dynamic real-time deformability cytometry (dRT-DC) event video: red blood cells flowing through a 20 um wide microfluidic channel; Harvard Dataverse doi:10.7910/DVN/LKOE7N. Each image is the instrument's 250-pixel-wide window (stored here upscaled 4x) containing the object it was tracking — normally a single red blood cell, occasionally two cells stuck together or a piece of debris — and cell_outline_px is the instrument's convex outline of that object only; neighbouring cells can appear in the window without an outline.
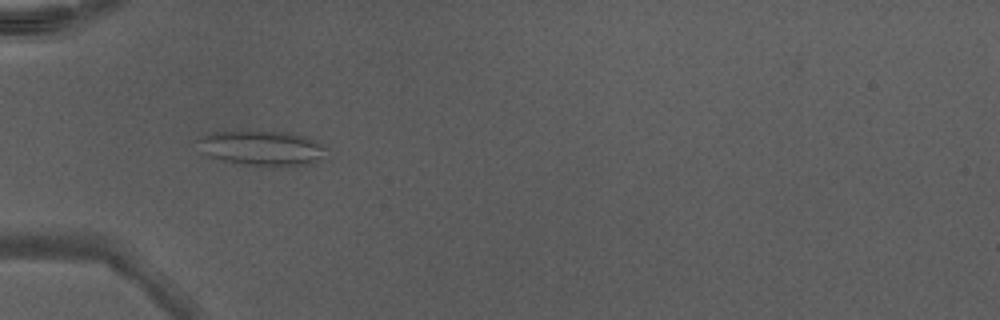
{"species": "Egyptian fruit bat (a non-hibernating species)", "species_latin": "Rousettus aegyptiacus", "temperature_condition": "warm", "stored_images_in_passage": 48, "camera_frame_rate_fps": 3000, "um_per_image_px": 0.085, "animal": {"sex": "male"}, "frame": {"image": 1, "passage_image": 16, "time_ms": 5.0, "image_size_px": [1000, 320], "cell_outline_px": [[328, 148], [312, 164], [276, 168], [272, 168], [244, 164], [224, 160], [208, 156], [200, 152], [196, 140], [200, 136], [212, 132], [288, 132], [304, 136]], "centroid_in_image_um": [22.21, 12.62], "position_along_channel_um": 62.8, "area_um2": 26.24}}
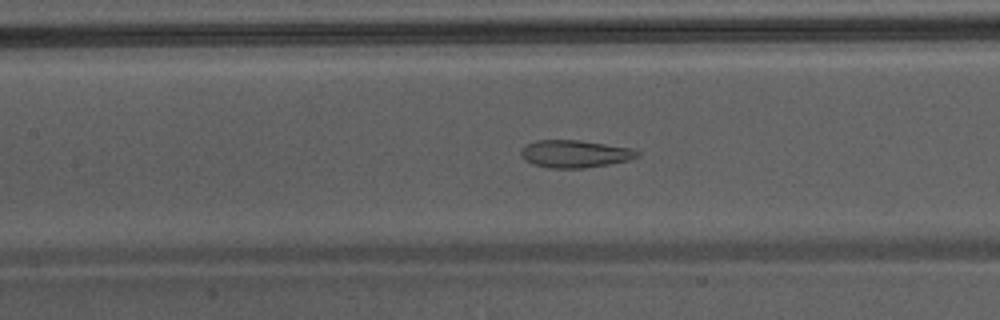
{"frame": {"image": 2, "passage_image": 23, "time_ms": 7.333, "image_size_px": [1000, 320], "cell_outline_px": [[640, 156], [628, 160], [608, 164], [584, 168], [548, 168], [532, 164], [524, 160], [520, 156], [520, 148], [536, 140], [580, 140], [632, 148], [640, 152]], "centroid_in_image_um": [48.84, 13.07], "position_along_channel_um": 158.6, "area_um2": 18.79}}
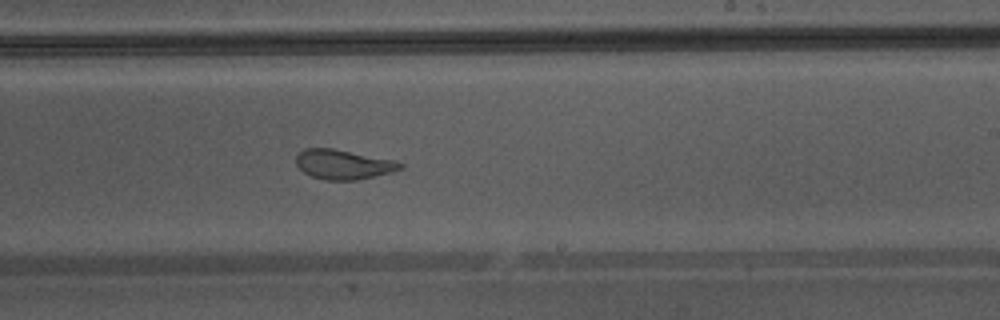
{"frame": {"image": 3, "passage_image": 30, "time_ms": 9.667, "image_size_px": [1000, 320], "cell_outline_px": [[404, 168], [392, 172], [356, 180], [324, 180], [312, 176], [304, 172], [296, 164], [296, 156], [304, 148], [332, 148], [396, 160], [404, 164]], "centroid_in_image_um": [29.21, 13.97], "position_along_channel_um": 259.8, "area_um2": 18.03}, "authors_computed_cell_mechanics": {"area_um2": 23.4668, "velocity_mm_per_s": 4.3631, "shape_relaxation_time_tau1_ms": null, "shape_relaxation_time_tau2_ms": 1.4006, "deformation_change_tau1": null, "deformation_change_tau2": 0.0866}}